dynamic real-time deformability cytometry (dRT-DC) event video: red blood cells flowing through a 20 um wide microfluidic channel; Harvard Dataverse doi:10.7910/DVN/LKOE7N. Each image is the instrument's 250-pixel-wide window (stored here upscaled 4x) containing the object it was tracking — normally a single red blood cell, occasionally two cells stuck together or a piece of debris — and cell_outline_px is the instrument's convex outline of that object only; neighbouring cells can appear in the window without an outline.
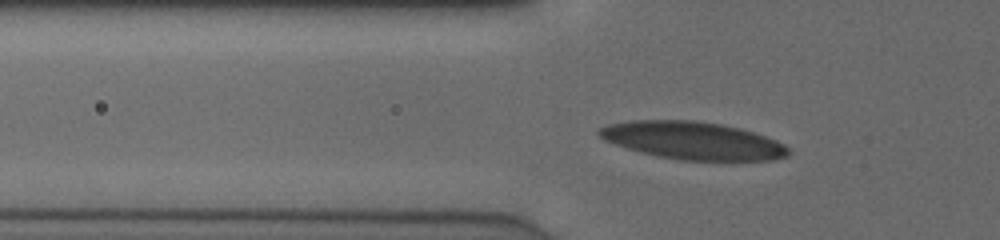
{"species": "human", "species_latin": "Homo sapiens", "temperature_condition": "cold", "stored_images_in_passage": 46, "camera_frame_rate_fps": 3000, "um_per_image_px": 0.085, "donor": {"sex": "male"}, "frame": {"image": 1, "passage_image": 14, "time_ms": 4.333, "image_size_px": [1000, 240], "cell_outline_px": [[788, 156], [776, 160], [680, 160], [656, 156], [640, 152], [604, 140], [596, 132], [600, 128], [608, 124], [628, 120], [692, 120], [720, 124], [740, 128], [776, 140], [784, 144], [788, 148]], "centroid_in_image_um": [58.87, 11.95], "position_along_channel_um": 66.9, "area_um2": 41.38}}
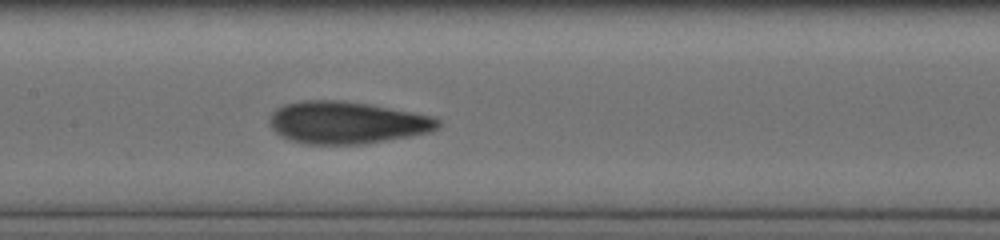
{"frame": {"image": 2, "passage_image": 23, "time_ms": 7.333, "image_size_px": [1000, 240], "cell_outline_px": [[440, 124], [436, 128], [428, 132], [408, 136], [364, 144], [304, 144], [280, 136], [268, 124], [268, 120], [272, 112], [276, 108], [284, 104], [304, 100], [336, 100], [368, 104], [432, 116], [440, 120]], "centroid_in_image_um": [29.41, 10.42], "position_along_channel_um": 178.0, "area_um2": 41.21}}
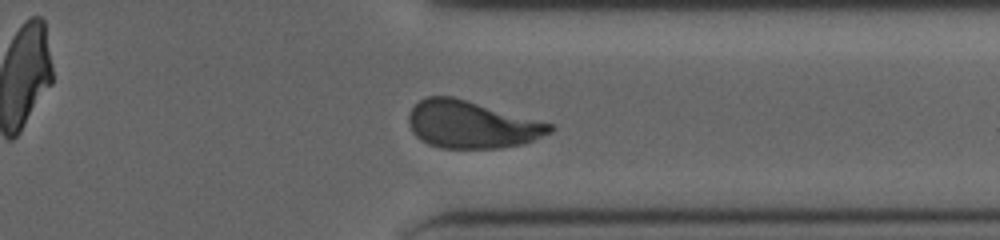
{"frame": {"image": 3, "passage_image": 38, "time_ms": 12.333, "image_size_px": [1000, 240], "cell_outline_px": [[556, 128], [552, 132], [524, 144], [500, 148], [440, 148], [428, 144], [420, 140], [412, 132], [408, 120], [408, 116], [412, 108], [424, 96], [452, 96], [468, 100], [552, 124]], "centroid_in_image_um": [40.07, 10.59], "position_along_channel_um": 371.3, "area_um2": 39.07}}